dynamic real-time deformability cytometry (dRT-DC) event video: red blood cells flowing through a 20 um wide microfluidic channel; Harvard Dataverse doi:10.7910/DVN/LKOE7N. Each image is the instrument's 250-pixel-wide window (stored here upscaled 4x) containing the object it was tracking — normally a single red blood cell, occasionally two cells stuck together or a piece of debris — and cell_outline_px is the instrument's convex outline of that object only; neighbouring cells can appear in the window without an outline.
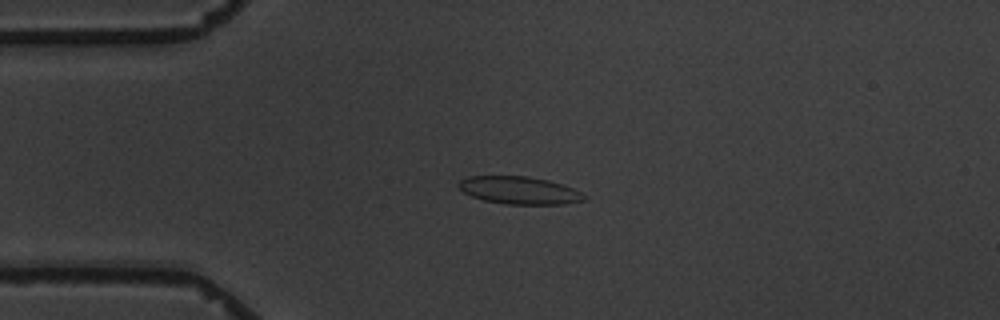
{"species": "common noctule bat (a hibernating species)", "species_latin": "Nyctalus noctula", "temperature_condition": "warm", "stored_images_in_passage": 6, "camera_frame_rate_fps": 3000, "um_per_image_px": 0.085, "animal": {"sex": "male", "body_mass_g": 19.5, "forearm_length_mm": 54.6}, "frame": {"image": 1, "passage_image": 1, "time_ms": 0.0, "image_size_px": [1000, 320], "cell_outline_px": [[588, 196], [584, 200], [564, 204], [504, 204], [484, 200], [472, 196], [464, 192], [456, 184], [460, 180], [468, 176], [528, 176], [548, 180], [572, 188]], "centroid_in_image_um": [44.13, 16.17], "position_along_channel_um": 40.9, "area_um2": 20.11}}
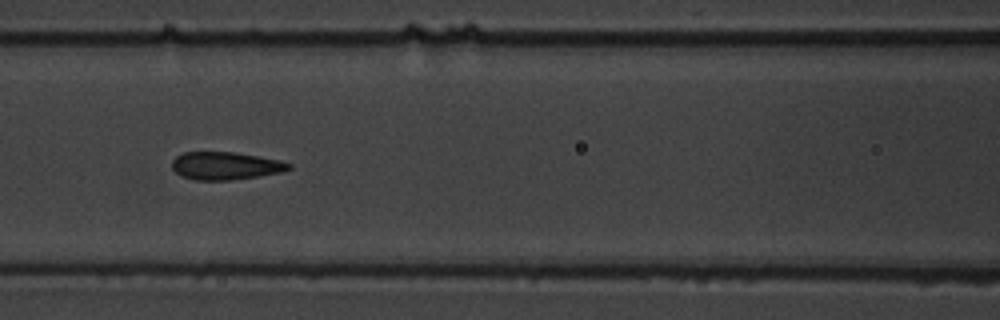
{"frame": {"image": 2, "passage_image": 4, "time_ms": 3.667, "image_size_px": [1000, 320], "cell_outline_px": [[292, 168], [284, 172], [228, 180], [196, 180], [180, 176], [172, 168], [172, 160], [176, 156], [184, 152], [232, 152], [256, 156], [276, 160], [292, 164]], "centroid_in_image_um": [19.13, 14.09], "position_along_channel_um": 147.5, "area_um2": 18.73}}
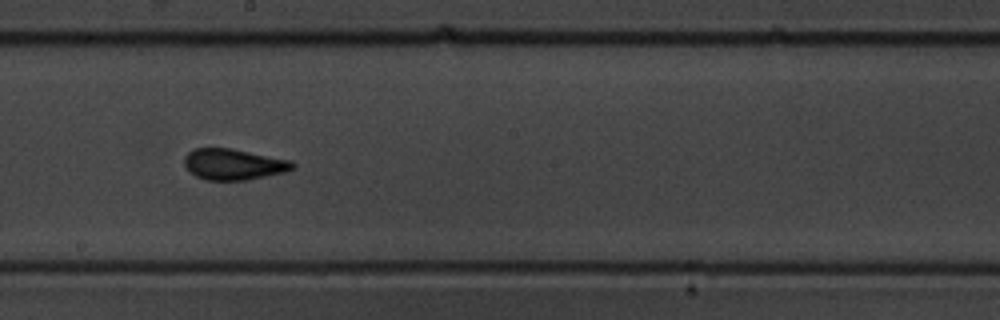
{"frame": {"image": 3, "passage_image": 6, "time_ms": 6.0, "image_size_px": [1000, 320], "cell_outline_px": [[296, 168], [284, 172], [244, 180], [204, 180], [196, 176], [184, 164], [184, 156], [188, 152], [196, 148], [232, 148], [292, 160], [296, 164]], "centroid_in_image_um": [19.88, 13.95], "position_along_channel_um": 228.3, "area_um2": 19.59}}